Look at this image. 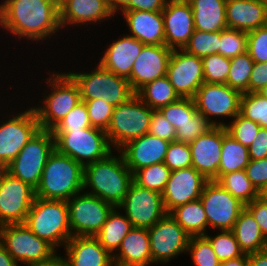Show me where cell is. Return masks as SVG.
<instances>
[{
    "mask_svg": "<svg viewBox=\"0 0 267 266\" xmlns=\"http://www.w3.org/2000/svg\"><path fill=\"white\" fill-rule=\"evenodd\" d=\"M162 15L165 45L171 49H183L195 30L191 4L166 2Z\"/></svg>",
    "mask_w": 267,
    "mask_h": 266,
    "instance_id": "obj_23",
    "label": "cell"
},
{
    "mask_svg": "<svg viewBox=\"0 0 267 266\" xmlns=\"http://www.w3.org/2000/svg\"><path fill=\"white\" fill-rule=\"evenodd\" d=\"M222 142L223 126H214L189 144L192 167L209 181H217Z\"/></svg>",
    "mask_w": 267,
    "mask_h": 266,
    "instance_id": "obj_21",
    "label": "cell"
},
{
    "mask_svg": "<svg viewBox=\"0 0 267 266\" xmlns=\"http://www.w3.org/2000/svg\"><path fill=\"white\" fill-rule=\"evenodd\" d=\"M250 160L267 157V128H260L253 143L248 147Z\"/></svg>",
    "mask_w": 267,
    "mask_h": 266,
    "instance_id": "obj_56",
    "label": "cell"
},
{
    "mask_svg": "<svg viewBox=\"0 0 267 266\" xmlns=\"http://www.w3.org/2000/svg\"><path fill=\"white\" fill-rule=\"evenodd\" d=\"M258 223L264 237L267 239V200L259 196L245 205Z\"/></svg>",
    "mask_w": 267,
    "mask_h": 266,
    "instance_id": "obj_54",
    "label": "cell"
},
{
    "mask_svg": "<svg viewBox=\"0 0 267 266\" xmlns=\"http://www.w3.org/2000/svg\"><path fill=\"white\" fill-rule=\"evenodd\" d=\"M153 111L136 94L114 107L111 122L105 131L111 147L118 151L127 142L148 133Z\"/></svg>",
    "mask_w": 267,
    "mask_h": 266,
    "instance_id": "obj_7",
    "label": "cell"
},
{
    "mask_svg": "<svg viewBox=\"0 0 267 266\" xmlns=\"http://www.w3.org/2000/svg\"><path fill=\"white\" fill-rule=\"evenodd\" d=\"M247 53L254 62H267V25L247 32Z\"/></svg>",
    "mask_w": 267,
    "mask_h": 266,
    "instance_id": "obj_51",
    "label": "cell"
},
{
    "mask_svg": "<svg viewBox=\"0 0 267 266\" xmlns=\"http://www.w3.org/2000/svg\"><path fill=\"white\" fill-rule=\"evenodd\" d=\"M192 0H166V2H174V3H190Z\"/></svg>",
    "mask_w": 267,
    "mask_h": 266,
    "instance_id": "obj_64",
    "label": "cell"
},
{
    "mask_svg": "<svg viewBox=\"0 0 267 266\" xmlns=\"http://www.w3.org/2000/svg\"><path fill=\"white\" fill-rule=\"evenodd\" d=\"M248 266H267V249L248 254Z\"/></svg>",
    "mask_w": 267,
    "mask_h": 266,
    "instance_id": "obj_58",
    "label": "cell"
},
{
    "mask_svg": "<svg viewBox=\"0 0 267 266\" xmlns=\"http://www.w3.org/2000/svg\"><path fill=\"white\" fill-rule=\"evenodd\" d=\"M169 214L189 235L206 234L208 222L200 199L178 206Z\"/></svg>",
    "mask_w": 267,
    "mask_h": 266,
    "instance_id": "obj_34",
    "label": "cell"
},
{
    "mask_svg": "<svg viewBox=\"0 0 267 266\" xmlns=\"http://www.w3.org/2000/svg\"><path fill=\"white\" fill-rule=\"evenodd\" d=\"M6 172H7V167L0 165V186Z\"/></svg>",
    "mask_w": 267,
    "mask_h": 266,
    "instance_id": "obj_63",
    "label": "cell"
},
{
    "mask_svg": "<svg viewBox=\"0 0 267 266\" xmlns=\"http://www.w3.org/2000/svg\"><path fill=\"white\" fill-rule=\"evenodd\" d=\"M0 26L20 39L42 42L62 29L59 0H4Z\"/></svg>",
    "mask_w": 267,
    "mask_h": 266,
    "instance_id": "obj_1",
    "label": "cell"
},
{
    "mask_svg": "<svg viewBox=\"0 0 267 266\" xmlns=\"http://www.w3.org/2000/svg\"><path fill=\"white\" fill-rule=\"evenodd\" d=\"M92 127L87 107L84 101L77 104L51 131L52 133H67L72 130H83Z\"/></svg>",
    "mask_w": 267,
    "mask_h": 266,
    "instance_id": "obj_48",
    "label": "cell"
},
{
    "mask_svg": "<svg viewBox=\"0 0 267 266\" xmlns=\"http://www.w3.org/2000/svg\"><path fill=\"white\" fill-rule=\"evenodd\" d=\"M119 210V207H114L112 209L100 232L95 236L104 249L112 256L114 255V251L115 253L117 252L122 240L133 228L131 221L124 216V213L122 215Z\"/></svg>",
    "mask_w": 267,
    "mask_h": 266,
    "instance_id": "obj_32",
    "label": "cell"
},
{
    "mask_svg": "<svg viewBox=\"0 0 267 266\" xmlns=\"http://www.w3.org/2000/svg\"><path fill=\"white\" fill-rule=\"evenodd\" d=\"M225 128L231 137L242 145L249 147L253 143L261 127L257 122L248 120L238 114L233 121L226 124Z\"/></svg>",
    "mask_w": 267,
    "mask_h": 266,
    "instance_id": "obj_46",
    "label": "cell"
},
{
    "mask_svg": "<svg viewBox=\"0 0 267 266\" xmlns=\"http://www.w3.org/2000/svg\"><path fill=\"white\" fill-rule=\"evenodd\" d=\"M265 86H267V62H254L249 80V92H259Z\"/></svg>",
    "mask_w": 267,
    "mask_h": 266,
    "instance_id": "obj_55",
    "label": "cell"
},
{
    "mask_svg": "<svg viewBox=\"0 0 267 266\" xmlns=\"http://www.w3.org/2000/svg\"><path fill=\"white\" fill-rule=\"evenodd\" d=\"M114 253V266H150L152 256L147 228L133 227Z\"/></svg>",
    "mask_w": 267,
    "mask_h": 266,
    "instance_id": "obj_29",
    "label": "cell"
},
{
    "mask_svg": "<svg viewBox=\"0 0 267 266\" xmlns=\"http://www.w3.org/2000/svg\"><path fill=\"white\" fill-rule=\"evenodd\" d=\"M204 207L208 228L232 230L245 204L233 197L216 181H208L200 196Z\"/></svg>",
    "mask_w": 267,
    "mask_h": 266,
    "instance_id": "obj_13",
    "label": "cell"
},
{
    "mask_svg": "<svg viewBox=\"0 0 267 266\" xmlns=\"http://www.w3.org/2000/svg\"><path fill=\"white\" fill-rule=\"evenodd\" d=\"M219 266H248V254H244L236 259L220 262Z\"/></svg>",
    "mask_w": 267,
    "mask_h": 266,
    "instance_id": "obj_62",
    "label": "cell"
},
{
    "mask_svg": "<svg viewBox=\"0 0 267 266\" xmlns=\"http://www.w3.org/2000/svg\"><path fill=\"white\" fill-rule=\"evenodd\" d=\"M245 171L253 186L261 193L267 186V157L260 160H250Z\"/></svg>",
    "mask_w": 267,
    "mask_h": 266,
    "instance_id": "obj_53",
    "label": "cell"
},
{
    "mask_svg": "<svg viewBox=\"0 0 267 266\" xmlns=\"http://www.w3.org/2000/svg\"><path fill=\"white\" fill-rule=\"evenodd\" d=\"M114 17L107 0H59L61 28L102 22Z\"/></svg>",
    "mask_w": 267,
    "mask_h": 266,
    "instance_id": "obj_24",
    "label": "cell"
},
{
    "mask_svg": "<svg viewBox=\"0 0 267 266\" xmlns=\"http://www.w3.org/2000/svg\"><path fill=\"white\" fill-rule=\"evenodd\" d=\"M54 150L55 138L52 131L39 129L7 166V172L36 189L47 159Z\"/></svg>",
    "mask_w": 267,
    "mask_h": 266,
    "instance_id": "obj_10",
    "label": "cell"
},
{
    "mask_svg": "<svg viewBox=\"0 0 267 266\" xmlns=\"http://www.w3.org/2000/svg\"><path fill=\"white\" fill-rule=\"evenodd\" d=\"M189 252L195 266H219L220 261L210 241L204 236H191L186 253Z\"/></svg>",
    "mask_w": 267,
    "mask_h": 266,
    "instance_id": "obj_42",
    "label": "cell"
},
{
    "mask_svg": "<svg viewBox=\"0 0 267 266\" xmlns=\"http://www.w3.org/2000/svg\"><path fill=\"white\" fill-rule=\"evenodd\" d=\"M84 190V167L56 149L45 164L36 197L47 200L68 201Z\"/></svg>",
    "mask_w": 267,
    "mask_h": 266,
    "instance_id": "obj_3",
    "label": "cell"
},
{
    "mask_svg": "<svg viewBox=\"0 0 267 266\" xmlns=\"http://www.w3.org/2000/svg\"><path fill=\"white\" fill-rule=\"evenodd\" d=\"M232 232L244 254L261 252L267 249V239L254 216L246 207L240 212Z\"/></svg>",
    "mask_w": 267,
    "mask_h": 266,
    "instance_id": "obj_31",
    "label": "cell"
},
{
    "mask_svg": "<svg viewBox=\"0 0 267 266\" xmlns=\"http://www.w3.org/2000/svg\"><path fill=\"white\" fill-rule=\"evenodd\" d=\"M144 44L136 38L127 35L113 41L104 51L99 64L117 76L128 79L136 58Z\"/></svg>",
    "mask_w": 267,
    "mask_h": 266,
    "instance_id": "obj_27",
    "label": "cell"
},
{
    "mask_svg": "<svg viewBox=\"0 0 267 266\" xmlns=\"http://www.w3.org/2000/svg\"><path fill=\"white\" fill-rule=\"evenodd\" d=\"M28 266H67V263L63 256H60V254H56L52 259L48 261Z\"/></svg>",
    "mask_w": 267,
    "mask_h": 266,
    "instance_id": "obj_61",
    "label": "cell"
},
{
    "mask_svg": "<svg viewBox=\"0 0 267 266\" xmlns=\"http://www.w3.org/2000/svg\"><path fill=\"white\" fill-rule=\"evenodd\" d=\"M166 76L181 98H193L204 83L202 59L183 49H173Z\"/></svg>",
    "mask_w": 267,
    "mask_h": 266,
    "instance_id": "obj_18",
    "label": "cell"
},
{
    "mask_svg": "<svg viewBox=\"0 0 267 266\" xmlns=\"http://www.w3.org/2000/svg\"><path fill=\"white\" fill-rule=\"evenodd\" d=\"M249 161L248 147L231 137L226 128L223 127L221 160L217 180L226 173L245 170Z\"/></svg>",
    "mask_w": 267,
    "mask_h": 266,
    "instance_id": "obj_33",
    "label": "cell"
},
{
    "mask_svg": "<svg viewBox=\"0 0 267 266\" xmlns=\"http://www.w3.org/2000/svg\"><path fill=\"white\" fill-rule=\"evenodd\" d=\"M35 198L31 185L6 172L0 186V226L24 223Z\"/></svg>",
    "mask_w": 267,
    "mask_h": 266,
    "instance_id": "obj_17",
    "label": "cell"
},
{
    "mask_svg": "<svg viewBox=\"0 0 267 266\" xmlns=\"http://www.w3.org/2000/svg\"><path fill=\"white\" fill-rule=\"evenodd\" d=\"M166 0H131L124 10L163 11Z\"/></svg>",
    "mask_w": 267,
    "mask_h": 266,
    "instance_id": "obj_57",
    "label": "cell"
},
{
    "mask_svg": "<svg viewBox=\"0 0 267 266\" xmlns=\"http://www.w3.org/2000/svg\"><path fill=\"white\" fill-rule=\"evenodd\" d=\"M220 41V31L208 33L194 30L183 50L189 54L203 58L204 56L218 54Z\"/></svg>",
    "mask_w": 267,
    "mask_h": 266,
    "instance_id": "obj_40",
    "label": "cell"
},
{
    "mask_svg": "<svg viewBox=\"0 0 267 266\" xmlns=\"http://www.w3.org/2000/svg\"><path fill=\"white\" fill-rule=\"evenodd\" d=\"M242 93L227 84L203 83L195 93L193 100L197 112L204 115L214 126H226L224 122L211 119L229 117L232 120L240 113Z\"/></svg>",
    "mask_w": 267,
    "mask_h": 266,
    "instance_id": "obj_12",
    "label": "cell"
},
{
    "mask_svg": "<svg viewBox=\"0 0 267 266\" xmlns=\"http://www.w3.org/2000/svg\"><path fill=\"white\" fill-rule=\"evenodd\" d=\"M72 236L95 237L114 206L87 192L74 195L67 201Z\"/></svg>",
    "mask_w": 267,
    "mask_h": 266,
    "instance_id": "obj_11",
    "label": "cell"
},
{
    "mask_svg": "<svg viewBox=\"0 0 267 266\" xmlns=\"http://www.w3.org/2000/svg\"><path fill=\"white\" fill-rule=\"evenodd\" d=\"M216 182L245 205L260 196V193L248 179L245 170L226 173Z\"/></svg>",
    "mask_w": 267,
    "mask_h": 266,
    "instance_id": "obj_36",
    "label": "cell"
},
{
    "mask_svg": "<svg viewBox=\"0 0 267 266\" xmlns=\"http://www.w3.org/2000/svg\"><path fill=\"white\" fill-rule=\"evenodd\" d=\"M227 0H192L190 2L195 30L204 32L222 31L227 27Z\"/></svg>",
    "mask_w": 267,
    "mask_h": 266,
    "instance_id": "obj_30",
    "label": "cell"
},
{
    "mask_svg": "<svg viewBox=\"0 0 267 266\" xmlns=\"http://www.w3.org/2000/svg\"><path fill=\"white\" fill-rule=\"evenodd\" d=\"M163 162L171 171L191 167L192 154L189 144L176 140L170 142Z\"/></svg>",
    "mask_w": 267,
    "mask_h": 266,
    "instance_id": "obj_49",
    "label": "cell"
},
{
    "mask_svg": "<svg viewBox=\"0 0 267 266\" xmlns=\"http://www.w3.org/2000/svg\"><path fill=\"white\" fill-rule=\"evenodd\" d=\"M148 133L169 142L176 140V129L158 110L152 113Z\"/></svg>",
    "mask_w": 267,
    "mask_h": 266,
    "instance_id": "obj_52",
    "label": "cell"
},
{
    "mask_svg": "<svg viewBox=\"0 0 267 266\" xmlns=\"http://www.w3.org/2000/svg\"><path fill=\"white\" fill-rule=\"evenodd\" d=\"M173 49L166 45H144L136 58L128 78L136 93L146 83L167 75Z\"/></svg>",
    "mask_w": 267,
    "mask_h": 266,
    "instance_id": "obj_20",
    "label": "cell"
},
{
    "mask_svg": "<svg viewBox=\"0 0 267 266\" xmlns=\"http://www.w3.org/2000/svg\"><path fill=\"white\" fill-rule=\"evenodd\" d=\"M213 127L214 125L204 115L196 112L191 120L184 122L176 129V141L190 144L198 136L207 133Z\"/></svg>",
    "mask_w": 267,
    "mask_h": 266,
    "instance_id": "obj_47",
    "label": "cell"
},
{
    "mask_svg": "<svg viewBox=\"0 0 267 266\" xmlns=\"http://www.w3.org/2000/svg\"><path fill=\"white\" fill-rule=\"evenodd\" d=\"M131 0H107L109 9L113 14L122 12L130 3Z\"/></svg>",
    "mask_w": 267,
    "mask_h": 266,
    "instance_id": "obj_60",
    "label": "cell"
},
{
    "mask_svg": "<svg viewBox=\"0 0 267 266\" xmlns=\"http://www.w3.org/2000/svg\"><path fill=\"white\" fill-rule=\"evenodd\" d=\"M64 250L67 266H114L113 256L96 237L72 236Z\"/></svg>",
    "mask_w": 267,
    "mask_h": 266,
    "instance_id": "obj_25",
    "label": "cell"
},
{
    "mask_svg": "<svg viewBox=\"0 0 267 266\" xmlns=\"http://www.w3.org/2000/svg\"><path fill=\"white\" fill-rule=\"evenodd\" d=\"M211 243L212 248L220 262L236 259L244 255L232 230L220 231L216 236L204 235Z\"/></svg>",
    "mask_w": 267,
    "mask_h": 266,
    "instance_id": "obj_41",
    "label": "cell"
},
{
    "mask_svg": "<svg viewBox=\"0 0 267 266\" xmlns=\"http://www.w3.org/2000/svg\"><path fill=\"white\" fill-rule=\"evenodd\" d=\"M202 59L205 83L226 84L230 71V59L222 55L212 54Z\"/></svg>",
    "mask_w": 267,
    "mask_h": 266,
    "instance_id": "obj_43",
    "label": "cell"
},
{
    "mask_svg": "<svg viewBox=\"0 0 267 266\" xmlns=\"http://www.w3.org/2000/svg\"><path fill=\"white\" fill-rule=\"evenodd\" d=\"M171 125L177 129L184 122L191 120L197 109L193 98H180L158 110Z\"/></svg>",
    "mask_w": 267,
    "mask_h": 266,
    "instance_id": "obj_44",
    "label": "cell"
},
{
    "mask_svg": "<svg viewBox=\"0 0 267 266\" xmlns=\"http://www.w3.org/2000/svg\"><path fill=\"white\" fill-rule=\"evenodd\" d=\"M208 181L192 166L171 171L170 178L162 193L167 213L169 214L178 206L198 200Z\"/></svg>",
    "mask_w": 267,
    "mask_h": 266,
    "instance_id": "obj_19",
    "label": "cell"
},
{
    "mask_svg": "<svg viewBox=\"0 0 267 266\" xmlns=\"http://www.w3.org/2000/svg\"><path fill=\"white\" fill-rule=\"evenodd\" d=\"M239 114L267 128V98L258 92L242 93Z\"/></svg>",
    "mask_w": 267,
    "mask_h": 266,
    "instance_id": "obj_39",
    "label": "cell"
},
{
    "mask_svg": "<svg viewBox=\"0 0 267 266\" xmlns=\"http://www.w3.org/2000/svg\"><path fill=\"white\" fill-rule=\"evenodd\" d=\"M84 101L92 127L107 130L111 122L114 106L103 99L81 100Z\"/></svg>",
    "mask_w": 267,
    "mask_h": 266,
    "instance_id": "obj_50",
    "label": "cell"
},
{
    "mask_svg": "<svg viewBox=\"0 0 267 266\" xmlns=\"http://www.w3.org/2000/svg\"><path fill=\"white\" fill-rule=\"evenodd\" d=\"M226 21L229 29L249 32L267 25V3L260 0H227Z\"/></svg>",
    "mask_w": 267,
    "mask_h": 266,
    "instance_id": "obj_28",
    "label": "cell"
},
{
    "mask_svg": "<svg viewBox=\"0 0 267 266\" xmlns=\"http://www.w3.org/2000/svg\"><path fill=\"white\" fill-rule=\"evenodd\" d=\"M153 264H166L185 253L191 238L173 218L167 214L148 228Z\"/></svg>",
    "mask_w": 267,
    "mask_h": 266,
    "instance_id": "obj_16",
    "label": "cell"
},
{
    "mask_svg": "<svg viewBox=\"0 0 267 266\" xmlns=\"http://www.w3.org/2000/svg\"><path fill=\"white\" fill-rule=\"evenodd\" d=\"M113 155L90 163L84 167V190L118 207L133 182V173L126 166L122 154ZM86 188V189H85Z\"/></svg>",
    "mask_w": 267,
    "mask_h": 266,
    "instance_id": "obj_2",
    "label": "cell"
},
{
    "mask_svg": "<svg viewBox=\"0 0 267 266\" xmlns=\"http://www.w3.org/2000/svg\"><path fill=\"white\" fill-rule=\"evenodd\" d=\"M46 83L50 92L43 94V106H32L40 129L52 130L65 116L81 102V96L77 84L64 72H49ZM49 84V85H48Z\"/></svg>",
    "mask_w": 267,
    "mask_h": 266,
    "instance_id": "obj_5",
    "label": "cell"
},
{
    "mask_svg": "<svg viewBox=\"0 0 267 266\" xmlns=\"http://www.w3.org/2000/svg\"><path fill=\"white\" fill-rule=\"evenodd\" d=\"M55 149L71 157L83 167L106 158L111 147L105 130L89 127L83 130H72L67 133H53Z\"/></svg>",
    "mask_w": 267,
    "mask_h": 266,
    "instance_id": "obj_8",
    "label": "cell"
},
{
    "mask_svg": "<svg viewBox=\"0 0 267 266\" xmlns=\"http://www.w3.org/2000/svg\"><path fill=\"white\" fill-rule=\"evenodd\" d=\"M6 248L0 243V266H19Z\"/></svg>",
    "mask_w": 267,
    "mask_h": 266,
    "instance_id": "obj_59",
    "label": "cell"
},
{
    "mask_svg": "<svg viewBox=\"0 0 267 266\" xmlns=\"http://www.w3.org/2000/svg\"><path fill=\"white\" fill-rule=\"evenodd\" d=\"M0 243L17 263L26 266L52 259L55 248L35 235L24 223L0 226Z\"/></svg>",
    "mask_w": 267,
    "mask_h": 266,
    "instance_id": "obj_9",
    "label": "cell"
},
{
    "mask_svg": "<svg viewBox=\"0 0 267 266\" xmlns=\"http://www.w3.org/2000/svg\"><path fill=\"white\" fill-rule=\"evenodd\" d=\"M67 74L77 84L81 100L103 99L116 107L136 94L128 79L117 76L99 63L90 73L68 72Z\"/></svg>",
    "mask_w": 267,
    "mask_h": 266,
    "instance_id": "obj_6",
    "label": "cell"
},
{
    "mask_svg": "<svg viewBox=\"0 0 267 266\" xmlns=\"http://www.w3.org/2000/svg\"><path fill=\"white\" fill-rule=\"evenodd\" d=\"M0 122V165L7 167L40 129L34 109Z\"/></svg>",
    "mask_w": 267,
    "mask_h": 266,
    "instance_id": "obj_14",
    "label": "cell"
},
{
    "mask_svg": "<svg viewBox=\"0 0 267 266\" xmlns=\"http://www.w3.org/2000/svg\"><path fill=\"white\" fill-rule=\"evenodd\" d=\"M170 174L171 170L162 162L137 170L133 174V181L141 187L162 194Z\"/></svg>",
    "mask_w": 267,
    "mask_h": 266,
    "instance_id": "obj_37",
    "label": "cell"
},
{
    "mask_svg": "<svg viewBox=\"0 0 267 266\" xmlns=\"http://www.w3.org/2000/svg\"><path fill=\"white\" fill-rule=\"evenodd\" d=\"M219 54L226 58L247 52V32L226 28L220 31Z\"/></svg>",
    "mask_w": 267,
    "mask_h": 266,
    "instance_id": "obj_45",
    "label": "cell"
},
{
    "mask_svg": "<svg viewBox=\"0 0 267 266\" xmlns=\"http://www.w3.org/2000/svg\"><path fill=\"white\" fill-rule=\"evenodd\" d=\"M230 71L226 84L241 93L249 92V80L254 61L246 52L230 59Z\"/></svg>",
    "mask_w": 267,
    "mask_h": 266,
    "instance_id": "obj_38",
    "label": "cell"
},
{
    "mask_svg": "<svg viewBox=\"0 0 267 266\" xmlns=\"http://www.w3.org/2000/svg\"><path fill=\"white\" fill-rule=\"evenodd\" d=\"M136 95L153 110H159L181 98L167 76L146 83Z\"/></svg>",
    "mask_w": 267,
    "mask_h": 266,
    "instance_id": "obj_35",
    "label": "cell"
},
{
    "mask_svg": "<svg viewBox=\"0 0 267 266\" xmlns=\"http://www.w3.org/2000/svg\"><path fill=\"white\" fill-rule=\"evenodd\" d=\"M258 93L267 98V86L263 87Z\"/></svg>",
    "mask_w": 267,
    "mask_h": 266,
    "instance_id": "obj_65",
    "label": "cell"
},
{
    "mask_svg": "<svg viewBox=\"0 0 267 266\" xmlns=\"http://www.w3.org/2000/svg\"><path fill=\"white\" fill-rule=\"evenodd\" d=\"M169 143V141L146 133L127 142L118 151L122 154L126 166L134 174L143 167L162 163Z\"/></svg>",
    "mask_w": 267,
    "mask_h": 266,
    "instance_id": "obj_22",
    "label": "cell"
},
{
    "mask_svg": "<svg viewBox=\"0 0 267 266\" xmlns=\"http://www.w3.org/2000/svg\"><path fill=\"white\" fill-rule=\"evenodd\" d=\"M133 227L150 228L168 213L164 207L162 194L131 183L124 201L118 206Z\"/></svg>",
    "mask_w": 267,
    "mask_h": 266,
    "instance_id": "obj_15",
    "label": "cell"
},
{
    "mask_svg": "<svg viewBox=\"0 0 267 266\" xmlns=\"http://www.w3.org/2000/svg\"><path fill=\"white\" fill-rule=\"evenodd\" d=\"M24 224L56 250L72 237L67 201L36 197Z\"/></svg>",
    "mask_w": 267,
    "mask_h": 266,
    "instance_id": "obj_4",
    "label": "cell"
},
{
    "mask_svg": "<svg viewBox=\"0 0 267 266\" xmlns=\"http://www.w3.org/2000/svg\"><path fill=\"white\" fill-rule=\"evenodd\" d=\"M260 196L267 200V186L263 189V191L260 193Z\"/></svg>",
    "mask_w": 267,
    "mask_h": 266,
    "instance_id": "obj_66",
    "label": "cell"
},
{
    "mask_svg": "<svg viewBox=\"0 0 267 266\" xmlns=\"http://www.w3.org/2000/svg\"><path fill=\"white\" fill-rule=\"evenodd\" d=\"M130 34L144 45H165L162 11L123 10Z\"/></svg>",
    "mask_w": 267,
    "mask_h": 266,
    "instance_id": "obj_26",
    "label": "cell"
}]
</instances>
